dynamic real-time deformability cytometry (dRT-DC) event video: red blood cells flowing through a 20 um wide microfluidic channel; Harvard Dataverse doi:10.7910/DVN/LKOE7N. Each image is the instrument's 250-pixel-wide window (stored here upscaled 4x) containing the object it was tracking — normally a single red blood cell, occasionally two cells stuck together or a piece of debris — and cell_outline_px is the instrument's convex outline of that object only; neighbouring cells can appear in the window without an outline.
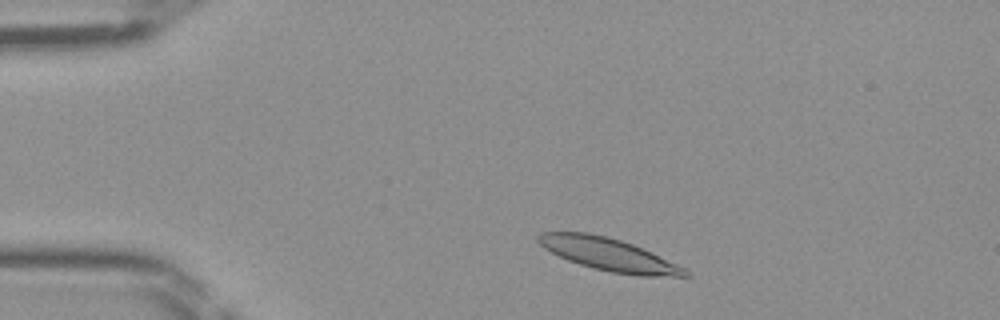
{"species": "Egyptian fruit bat (a non-hibernating species)", "species_latin": "Rousettus aegyptiacus", "temperature_condition": "room temperature", "stored_images_in_passage": 41, "camera_frame_rate_fps": 3000, "um_per_image_px": 0.085, "frame": {"image": 1, "passage_image": 3, "time_ms": 0.667, "image_size_px": [1000, 320], "cell_outline_px": [[692, 276], [636, 276], [612, 272], [580, 264], [568, 260], [544, 248], [536, 240], [536, 236], [540, 232], [588, 232], [608, 236], [632, 244], [676, 264], [692, 272]], "centroid_in_image_um": [51.73, 21.62], "position_along_channel_um": 33.3, "area_um2": 27.63}}
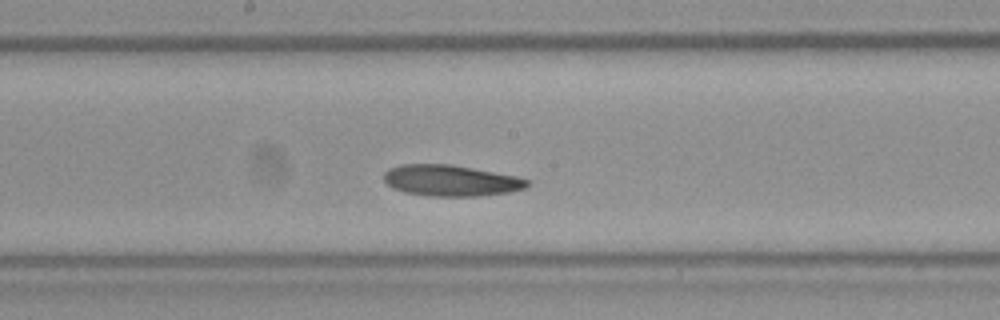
{"frame": {"image": 2, "passage_image": 19, "time_ms": 6.0, "image_size_px": [1000, 320], "cell_outline_px": [[532, 184], [524, 188], [508, 192], [480, 196], [428, 196], [404, 192], [392, 188], [384, 180], [384, 172], [388, 168], [400, 164], [452, 164], [516, 176], [532, 180]], "centroid_in_image_um": [38.33, 15.34], "position_along_channel_um": 209.9, "area_um2": 26.24}}
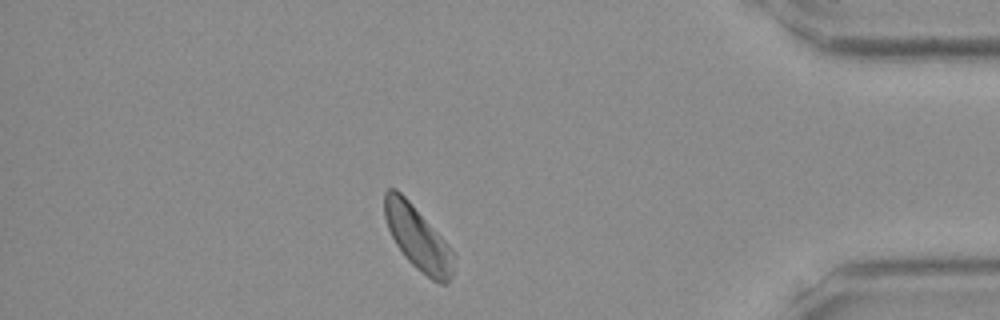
{"frame": {"image": 3, "passage_image": 35, "time_ms": 11.333, "image_size_px": [1000, 320], "cell_outline_px": [[456, 256], [452, 276], [448, 284], [440, 284], [432, 280], [420, 272], [404, 256], [396, 244], [388, 228], [384, 216], [384, 192], [388, 188], [396, 188], [412, 204], [452, 248]], "centroid_in_image_um": [35.54, 20.27], "position_along_channel_um": 399.7, "area_um2": 25.84}}